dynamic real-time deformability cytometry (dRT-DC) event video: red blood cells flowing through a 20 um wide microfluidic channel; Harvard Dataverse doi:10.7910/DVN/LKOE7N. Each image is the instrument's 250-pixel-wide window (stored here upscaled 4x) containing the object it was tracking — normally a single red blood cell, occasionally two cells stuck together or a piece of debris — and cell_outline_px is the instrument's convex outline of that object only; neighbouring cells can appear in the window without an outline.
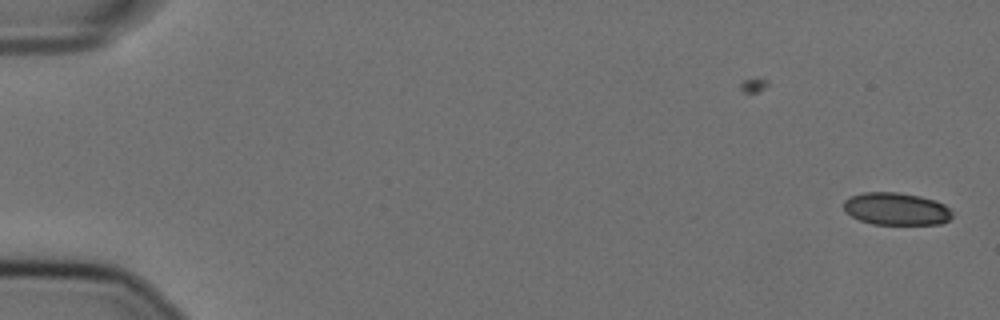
{"species": "Egyptian fruit bat (a non-hibernating species)", "species_latin": "Rousettus aegyptiacus", "temperature_condition": "cold", "stored_images_in_passage": 16, "camera_frame_rate_fps": 3000, "um_per_image_px": 0.085, "animal": {"sex": "female"}, "frame": {"image": 1, "passage_image": 1, "time_ms": 0.0, "image_size_px": [1000, 320], "cell_outline_px": [[952, 216], [948, 220], [940, 224], [872, 224], [860, 220], [844, 212], [844, 200], [852, 196], [864, 192], [896, 192], [920, 196], [936, 200], [944, 204], [952, 212]], "centroid_in_image_um": [76.18, 17.75], "position_along_channel_um": 8.8, "area_um2": 20.52}}
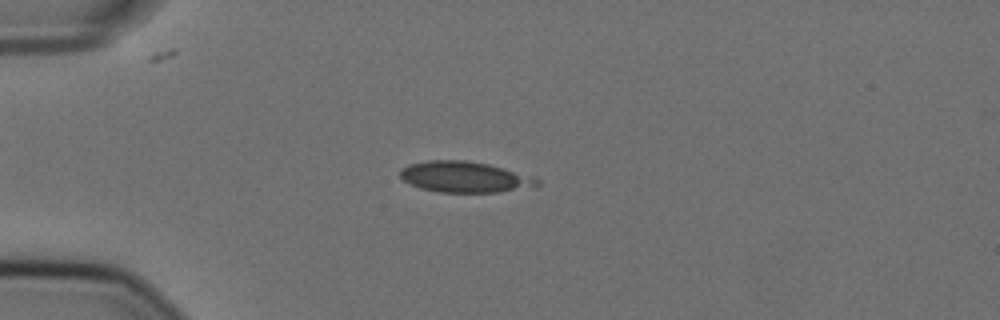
{"frame": {"image": 2, "passage_image": 15, "time_ms": 4.667, "image_size_px": [1000, 320], "cell_outline_px": [[540, 184], [496, 192], [440, 192], [420, 188], [404, 180], [400, 176], [400, 168], [408, 164], [428, 160], [464, 160], [488, 164], [536, 176], [540, 180]], "centroid_in_image_um": [39.47, 15.02], "position_along_channel_um": 45.5, "area_um2": 24.51}}